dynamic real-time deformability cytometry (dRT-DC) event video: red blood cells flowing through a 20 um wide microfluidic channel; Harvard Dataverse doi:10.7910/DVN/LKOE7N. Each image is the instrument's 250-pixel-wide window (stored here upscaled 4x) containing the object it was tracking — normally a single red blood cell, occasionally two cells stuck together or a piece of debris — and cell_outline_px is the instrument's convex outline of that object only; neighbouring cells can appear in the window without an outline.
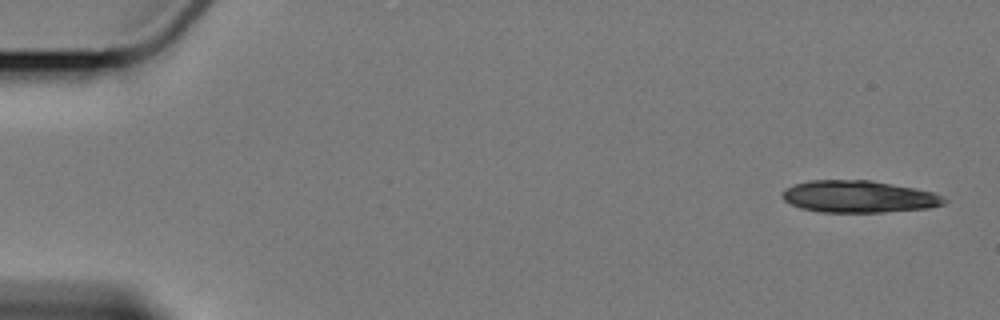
{"species": "Egyptian fruit bat (a non-hibernating species)", "species_latin": "Rousettus aegyptiacus", "temperature_condition": "cold", "stored_images_in_passage": 5, "camera_frame_rate_fps": 3000, "um_per_image_px": 0.085, "animal": {"sex": "female"}, "frame": {"image": 1, "passage_image": 1, "time_ms": 0.0, "image_size_px": [1000, 320], "cell_outline_px": [[948, 200], [944, 204], [928, 208], [884, 212], [820, 212], [800, 208], [784, 200], [780, 196], [780, 192], [784, 188], [792, 184], [808, 180], [872, 180], [932, 192], [944, 196]], "centroid_in_image_um": [72.94, 16.71], "position_along_channel_um": 12.1, "area_um2": 30.4}}